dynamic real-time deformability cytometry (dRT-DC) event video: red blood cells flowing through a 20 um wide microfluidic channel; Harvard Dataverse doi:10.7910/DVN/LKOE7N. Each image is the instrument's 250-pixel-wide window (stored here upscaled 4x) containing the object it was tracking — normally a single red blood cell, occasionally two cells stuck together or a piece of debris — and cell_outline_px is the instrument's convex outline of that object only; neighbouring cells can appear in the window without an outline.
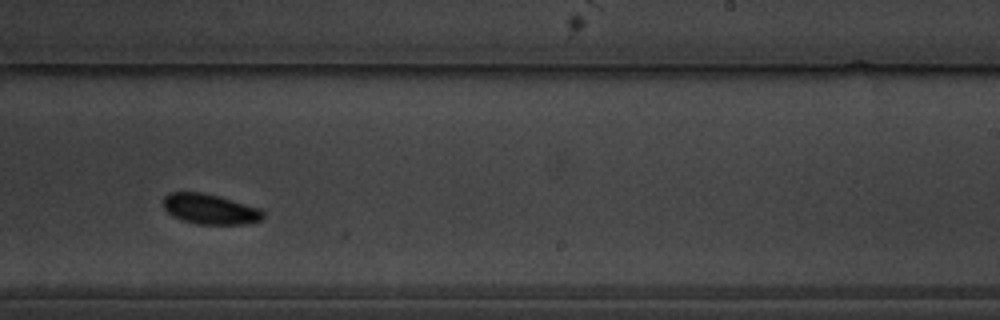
{"species": "common noctule bat (a hibernating species)", "species_latin": "Nyctalus noctula", "temperature_condition": "warm", "stored_images_in_passage": 8, "camera_frame_rate_fps": 3000, "um_per_image_px": 0.085, "animal": {"sex": "male", "body_mass_g": 19.5, "forearm_length_mm": 54.6}, "frame": {"image": 1, "passage_image": 7, "time_ms": 7.333, "image_size_px": [1000, 320], "cell_outline_px": [[264, 216], [260, 220], [244, 224], [196, 224], [180, 220], [172, 216], [164, 208], [164, 196], [168, 192], [200, 192], [220, 196], [260, 208], [264, 212]], "centroid_in_image_um": [17.83, 17.77], "position_along_channel_um": 271.2, "area_um2": 17.69}}